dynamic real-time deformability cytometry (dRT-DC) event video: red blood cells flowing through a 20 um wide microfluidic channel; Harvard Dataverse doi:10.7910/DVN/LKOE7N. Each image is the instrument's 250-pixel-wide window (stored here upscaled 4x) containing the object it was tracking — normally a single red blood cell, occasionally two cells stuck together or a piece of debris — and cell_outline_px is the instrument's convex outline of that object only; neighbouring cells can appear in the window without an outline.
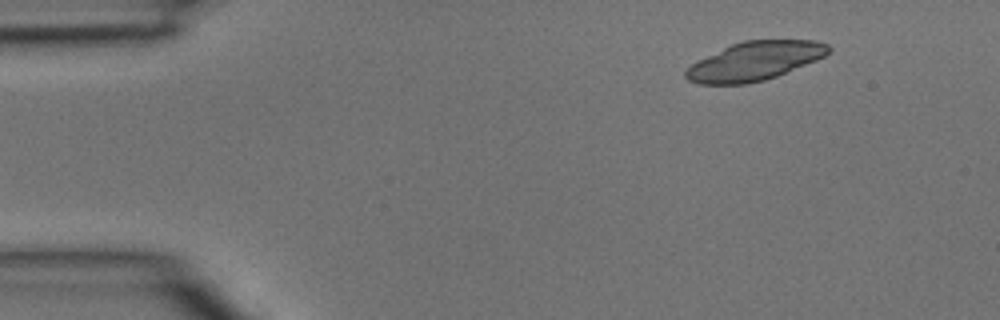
{"species": "common noctule bat (a hibernating species)", "species_latin": "Nyctalus noctula", "temperature_condition": "room temperature", "stored_images_in_passage": 4, "camera_frame_rate_fps": 3000, "um_per_image_px": 0.085, "animal": {"sex": "male", "body_mass_g": 15.6}, "frame": {"image": 1, "passage_image": 2, "time_ms": 0.333, "image_size_px": [1000, 320], "cell_outline_px": [[832, 52], [816, 60], [776, 76], [764, 80], [744, 84], [700, 84], [688, 80], [684, 76], [684, 72], [696, 60], [732, 44], [744, 40], [816, 40], [828, 44], [832, 48]], "centroid_in_image_um": [64.15, 5.18], "position_along_channel_um": 20.8, "area_um2": 32.14}}